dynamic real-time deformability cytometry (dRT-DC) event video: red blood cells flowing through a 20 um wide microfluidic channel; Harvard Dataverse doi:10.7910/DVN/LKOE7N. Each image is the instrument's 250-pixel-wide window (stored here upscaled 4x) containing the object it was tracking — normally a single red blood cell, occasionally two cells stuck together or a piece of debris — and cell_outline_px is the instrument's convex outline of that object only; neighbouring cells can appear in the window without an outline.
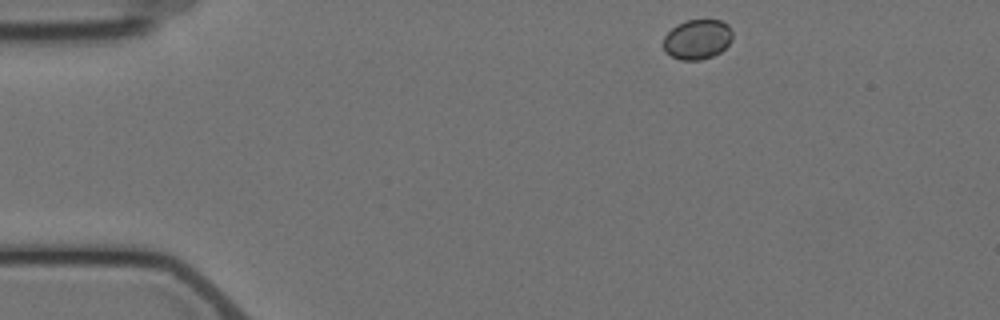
{"species": "Egyptian fruit bat (a non-hibernating species)", "species_latin": "Rousettus aegyptiacus", "temperature_condition": "cold", "stored_images_in_passage": 4, "segment_of_instrument_passage": [1, 2], "camera_frame_rate_fps": 3000, "um_per_image_px": 0.085, "animal": {"sex": "female"}, "frame": {"image": 1, "passage_image": 1, "time_ms": 0.0, "image_size_px": [1000, 320], "cell_outline_px": [[732, 40], [720, 52], [712, 56], [700, 60], [680, 60], [664, 52], [664, 36], [676, 24], [688, 20], [720, 20], [728, 24], [732, 32]], "centroid_in_image_um": [59.27, 3.34], "position_along_channel_um": 25.7, "area_um2": 16.07}}